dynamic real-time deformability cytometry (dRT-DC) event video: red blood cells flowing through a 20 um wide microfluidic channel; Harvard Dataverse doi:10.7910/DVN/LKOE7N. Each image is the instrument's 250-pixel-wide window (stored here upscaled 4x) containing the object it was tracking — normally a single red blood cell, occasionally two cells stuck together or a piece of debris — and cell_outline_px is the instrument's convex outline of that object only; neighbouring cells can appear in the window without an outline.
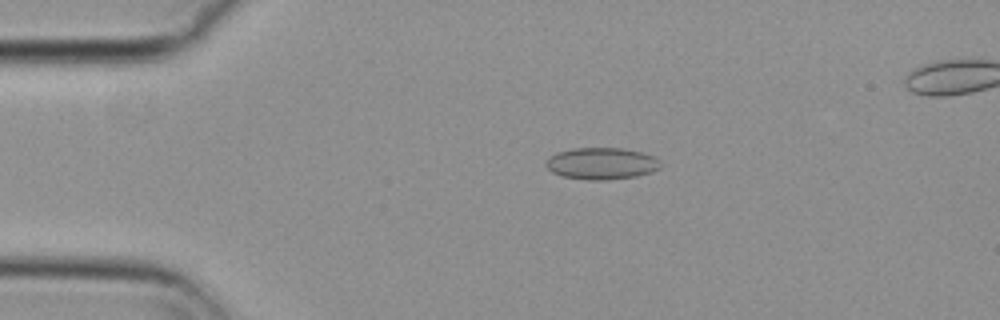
{"species": "common noctule bat (a hibernating species)", "species_latin": "Nyctalus noctula", "temperature_condition": "cold", "stored_images_in_passage": 54, "camera_frame_rate_fps": 3000, "um_per_image_px": 0.085, "animal": {"sex": "female", "body_mass_g": 29.2, "forearm_length_mm": 56.3}, "frame": {"image": 1, "passage_image": 11, "time_ms": 3.333, "image_size_px": [1000, 320], "cell_outline_px": [[664, 164], [660, 168], [652, 172], [636, 176], [608, 180], [588, 180], [564, 176], [552, 172], [544, 164], [556, 152], [572, 148], [624, 148], [640, 152], [652, 156], [660, 160]], "centroid_in_image_um": [51.17, 13.9], "position_along_channel_um": 33.8, "area_um2": 21.27}}
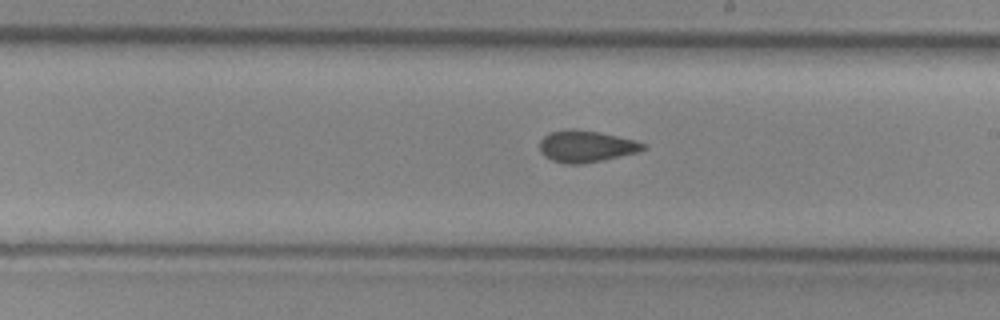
{"frame": {"image": 2, "passage_image": 31, "time_ms": 10.0, "image_size_px": [1000, 320], "cell_outline_px": [[648, 148], [636, 152], [604, 160], [580, 164], [564, 164], [552, 160], [544, 156], [540, 152], [540, 140], [548, 132], [568, 128], [572, 128], [600, 132], [636, 140], [644, 144]], "centroid_in_image_um": [49.79, 12.43], "position_along_channel_um": 239.2, "area_um2": 19.31}}
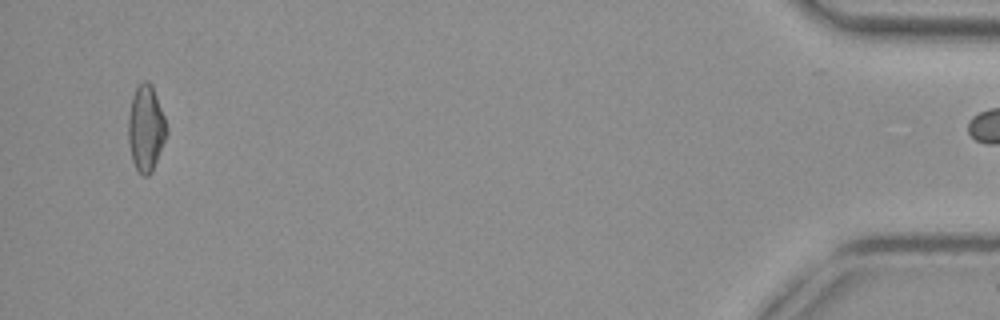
{"frame": {"image": 3, "passage_image": 53, "time_ms": 17.333, "image_size_px": [1000, 320], "cell_outline_px": [[168, 132], [152, 172], [148, 176], [144, 176], [136, 168], [132, 160], [128, 140], [128, 116], [132, 96], [136, 88], [144, 80], [148, 80], [152, 84], [164, 116], [168, 128]], "centroid_in_image_um": [12.4, 10.89], "position_along_channel_um": 422.8, "area_um2": 19.25}}